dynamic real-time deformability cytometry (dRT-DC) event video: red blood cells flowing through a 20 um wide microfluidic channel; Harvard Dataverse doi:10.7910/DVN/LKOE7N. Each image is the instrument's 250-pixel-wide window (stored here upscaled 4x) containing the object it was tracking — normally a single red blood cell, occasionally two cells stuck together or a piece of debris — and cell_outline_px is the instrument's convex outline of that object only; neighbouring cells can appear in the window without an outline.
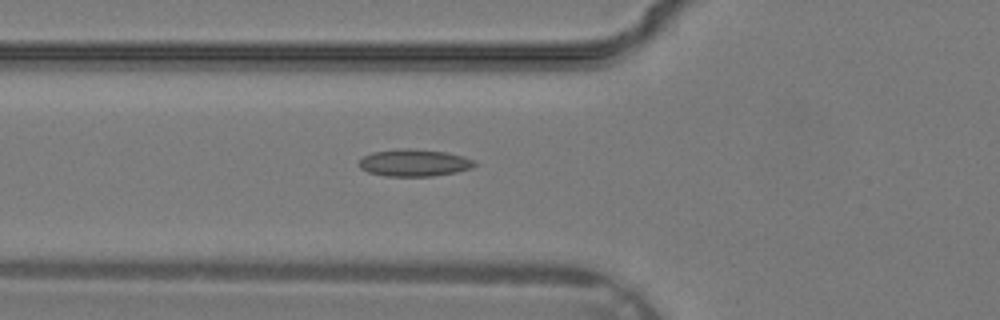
{"species": "common noctule bat (a hibernating species)", "species_latin": "Nyctalus noctula", "temperature_condition": "warm", "stored_images_in_passage": 25, "camera_frame_rate_fps": 3000, "um_per_image_px": 0.085, "animal": {"sex": "male", "body_mass_g": 19.2, "forearm_length_mm": 51.8}, "frame": {"image": 1, "passage_image": 4, "time_ms": 1.0, "image_size_px": [1000, 320], "cell_outline_px": [[476, 164], [472, 168], [456, 172], [432, 176], [384, 176], [368, 172], [360, 168], [360, 160], [364, 156], [372, 152], [400, 148], [408, 148], [444, 152], [464, 156], [472, 160]], "centroid_in_image_um": [35.19, 13.84], "position_along_channel_um": 90.6, "area_um2": 18.15}}
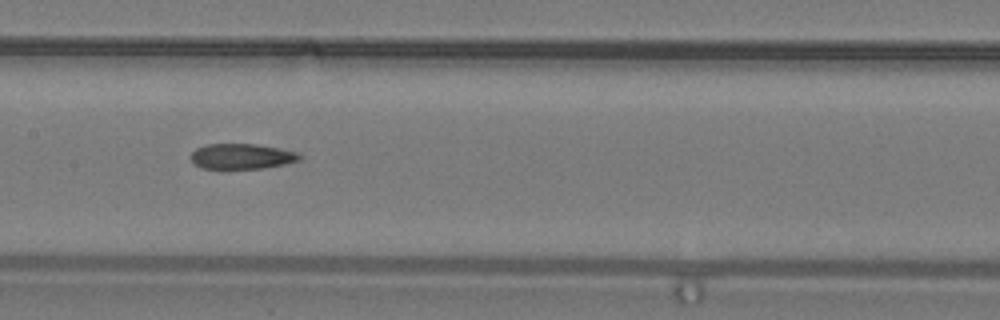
{"frame": {"image": 2, "passage_image": 9, "time_ms": 2.667, "image_size_px": [1000, 320], "cell_outline_px": [[300, 156], [296, 160], [284, 164], [260, 168], [204, 168], [196, 164], [192, 160], [192, 152], [196, 148], [204, 144], [256, 144], [296, 152]], "centroid_in_image_um": [20.49, 13.27], "position_along_channel_um": 186.9, "area_um2": 15.55}}
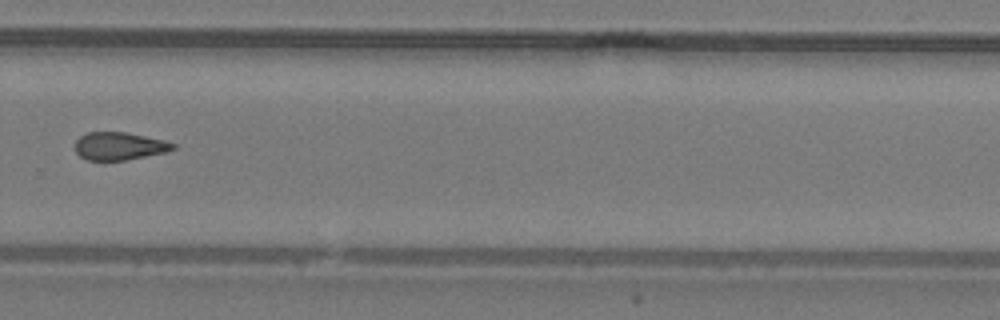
{"frame": {"image": 3, "passage_image": 16, "time_ms": 5.0, "image_size_px": [1000, 320], "cell_outline_px": [[176, 148], [168, 152], [124, 160], [84, 160], [76, 152], [76, 140], [80, 136], [88, 132], [128, 132], [164, 140], [176, 144]], "centroid_in_image_um": [10.16, 12.41], "position_along_channel_um": 319.6, "area_um2": 15.95}}